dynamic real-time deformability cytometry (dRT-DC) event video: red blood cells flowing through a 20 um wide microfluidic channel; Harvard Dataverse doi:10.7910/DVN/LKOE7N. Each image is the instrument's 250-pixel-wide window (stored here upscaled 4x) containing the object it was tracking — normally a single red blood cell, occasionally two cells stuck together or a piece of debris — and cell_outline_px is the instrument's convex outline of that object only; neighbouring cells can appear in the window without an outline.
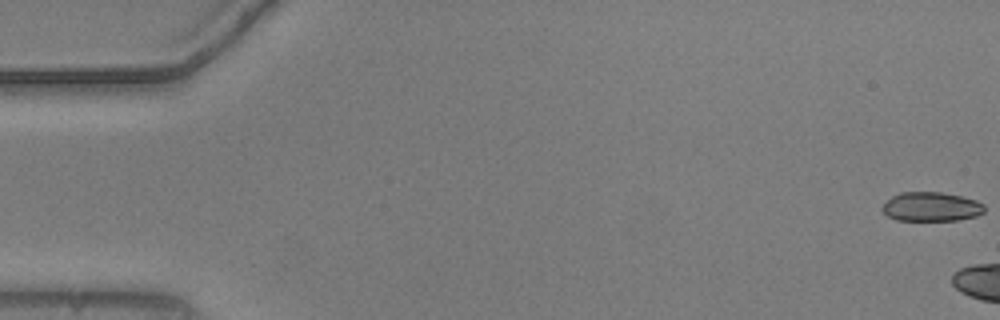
{"species": "common noctule bat (a hibernating species)", "species_latin": "Nyctalus noctula", "temperature_condition": "warm", "stored_images_in_passage": 6, "camera_frame_rate_fps": 3000, "um_per_image_px": 0.085, "animal": {"sex": "male", "body_mass_g": 20.5, "forearm_length_mm": 52.5}, "frame": {"image": 1, "passage_image": 1, "time_ms": 0.0, "image_size_px": [1000, 320], "cell_outline_px": [[984, 212], [976, 216], [956, 220], [896, 220], [888, 216], [880, 208], [892, 196], [900, 192], [940, 192], [960, 196], [976, 200], [984, 204]], "centroid_in_image_um": [79.15, 17.57], "position_along_channel_um": 5.9, "area_um2": 17.28}}